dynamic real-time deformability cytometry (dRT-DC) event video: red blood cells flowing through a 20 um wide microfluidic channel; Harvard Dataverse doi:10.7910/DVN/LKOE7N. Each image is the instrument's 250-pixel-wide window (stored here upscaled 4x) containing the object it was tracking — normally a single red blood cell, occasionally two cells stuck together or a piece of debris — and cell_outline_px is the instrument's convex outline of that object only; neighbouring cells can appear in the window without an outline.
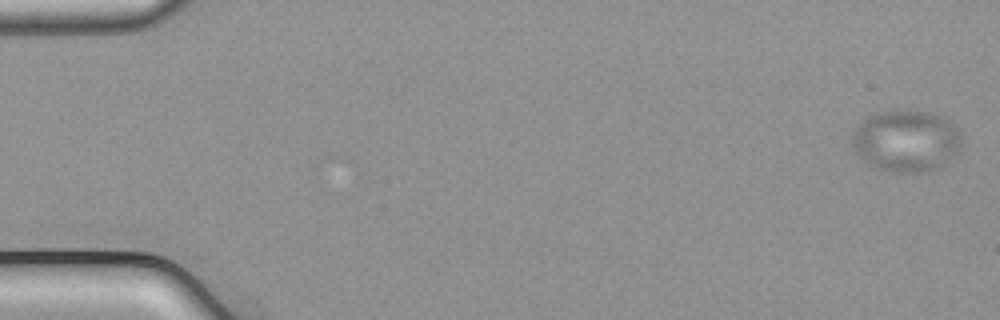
{"species": "common noctule bat (a hibernating species)", "species_latin": "Nyctalus noctula", "temperature_condition": "cold", "stored_images_in_passage": 54, "camera_frame_rate_fps": 3000, "um_per_image_px": 0.085, "animal": {"sex": "male", "body_mass_g": 21.5, "forearm_length_mm": 52.0}, "frame": {"image": 1, "passage_image": 1, "time_ms": 0.0, "image_size_px": [1000, 320], "cell_outline_px": [[964, 140], [960, 152], [940, 168], [932, 172], [888, 172], [876, 168], [868, 164], [856, 152], [852, 144], [852, 136], [860, 120], [876, 112], [932, 112], [944, 116], [952, 120], [960, 128], [964, 136]], "centroid_in_image_um": [77.13, 12.0], "position_along_channel_um": 7.9, "area_um2": 40.34}}
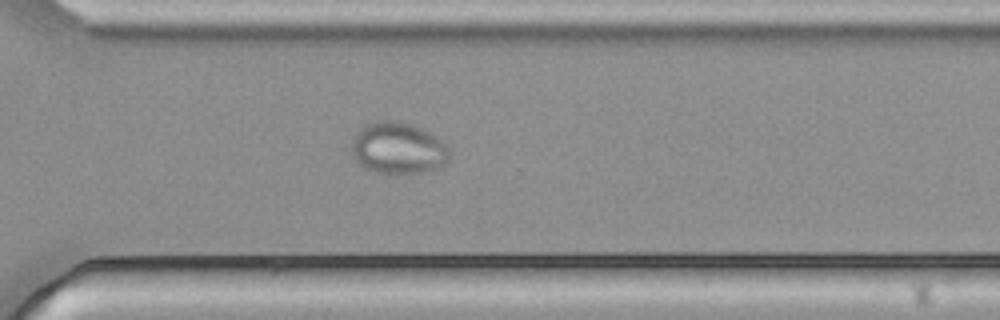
{"frame": {"image": 2, "passage_image": 39, "time_ms": 12.667, "image_size_px": [1000, 320], "cell_outline_px": [[448, 160], [444, 164], [428, 172], [392, 176], [376, 172], [364, 168], [352, 156], [352, 140], [360, 128], [368, 124], [380, 120], [392, 120], [412, 124], [436, 136], [448, 148]], "centroid_in_image_um": [33.82, 12.64], "position_along_channel_um": 336.8, "area_um2": 29.77}}
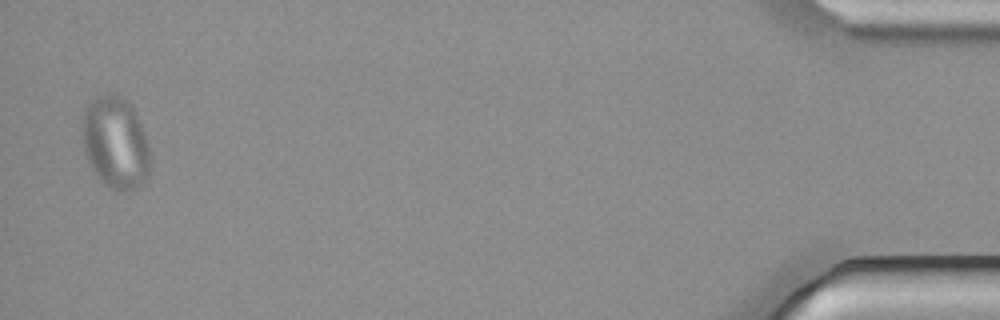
{"frame": {"image": 3, "passage_image": 53, "time_ms": 17.333, "image_size_px": [1000, 320], "cell_outline_px": [[148, 180], [144, 184], [132, 192], [116, 192], [100, 180], [88, 164], [84, 152], [80, 132], [80, 120], [84, 108], [92, 100], [108, 92], [120, 96], [128, 100], [132, 104], [136, 112], [148, 140]], "centroid_in_image_um": [9.78, 12.14], "position_along_channel_um": 425.4, "area_um2": 37.63}}